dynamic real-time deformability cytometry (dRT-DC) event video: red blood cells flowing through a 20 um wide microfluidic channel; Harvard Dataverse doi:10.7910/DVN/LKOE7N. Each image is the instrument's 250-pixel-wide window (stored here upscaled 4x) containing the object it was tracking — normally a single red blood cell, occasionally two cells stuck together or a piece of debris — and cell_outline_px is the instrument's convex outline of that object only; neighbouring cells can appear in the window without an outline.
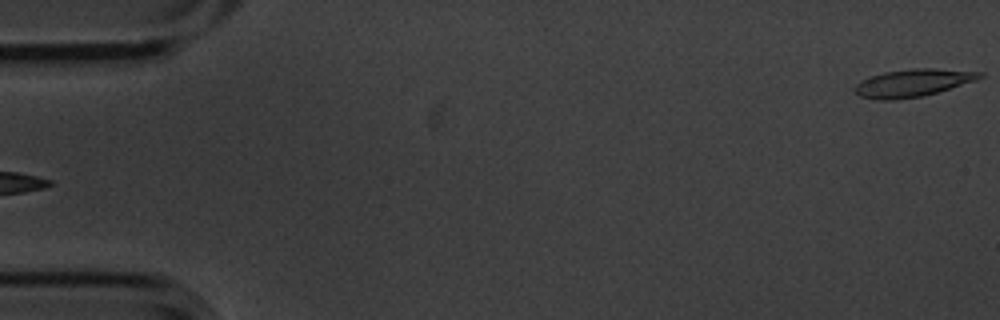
{"species": "common noctule bat (a hibernating species)", "species_latin": "Nyctalus noctula", "temperature_condition": "cold", "stored_images_in_passage": 5, "camera_frame_rate_fps": 3000, "um_per_image_px": 0.085, "animal": {"sex": "male", "body_mass_g": 20.1, "forearm_length_mm": 53.5}, "frame": {"image": 1, "passage_image": 5, "time_ms": 1.333, "image_size_px": [1000, 320], "cell_outline_px": [[984, 76], [976, 80], [924, 96], [896, 100], [876, 100], [860, 96], [856, 92], [856, 84], [860, 80], [884, 72], [912, 68], [932, 68], [984, 72]], "centroid_in_image_um": [77.6, 7.05], "position_along_channel_um": 7.4, "area_um2": 20.06}}